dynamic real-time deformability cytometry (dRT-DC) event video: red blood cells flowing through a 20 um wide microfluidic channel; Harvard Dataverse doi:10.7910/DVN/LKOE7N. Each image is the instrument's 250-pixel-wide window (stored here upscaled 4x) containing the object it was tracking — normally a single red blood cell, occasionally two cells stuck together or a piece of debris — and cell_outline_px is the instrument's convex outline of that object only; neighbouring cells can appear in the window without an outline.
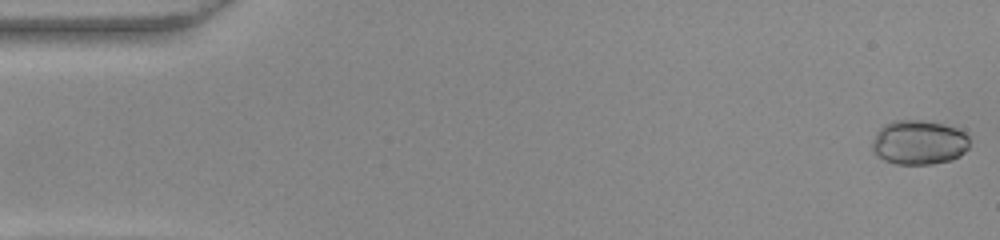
{"species": "common noctule bat (a hibernating species)", "species_latin": "Nyctalus noctula", "temperature_condition": "warm", "stored_images_in_passage": 53, "camera_frame_rate_fps": 3000, "um_per_image_px": 0.085, "animal": {"sex": "female", "body_mass_g": 22.0, "forearm_length_mm": 56.7}, "frame": {"image": 1, "passage_image": 1, "time_ms": 0.0, "image_size_px": [1000, 240], "cell_outline_px": [[968, 148], [960, 156], [952, 160], [932, 164], [896, 164], [884, 160], [876, 156], [872, 148], [872, 140], [876, 132], [884, 124], [892, 120], [924, 120], [944, 124], [956, 128], [964, 132], [968, 136]], "centroid_in_image_um": [78.09, 12.1], "position_along_channel_um": 6.9, "area_um2": 25.49}}
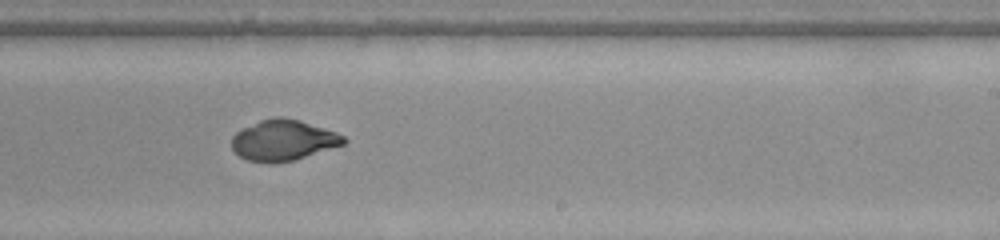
{"frame": {"image": 2, "passage_image": 32, "time_ms": 10.333, "image_size_px": [1000, 240], "cell_outline_px": [[348, 140], [344, 144], [292, 160], [272, 164], [268, 164], [248, 160], [240, 156], [232, 148], [232, 136], [236, 132], [260, 120], [272, 116], [280, 116], [300, 120], [336, 132], [344, 136]], "centroid_in_image_um": [24.06, 11.91], "position_along_channel_um": 264.9, "area_um2": 26.47}}
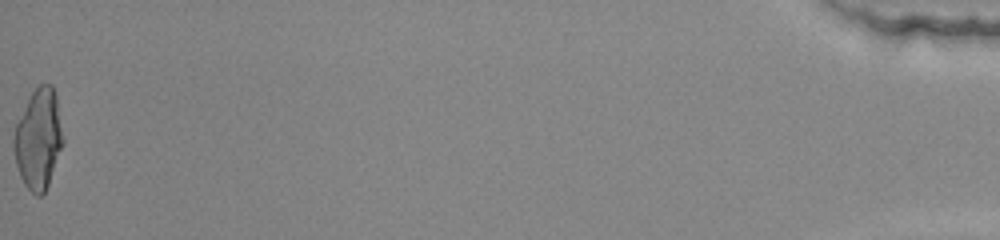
{"frame": {"image": 3, "passage_image": 53, "time_ms": 17.333, "image_size_px": [1000, 240], "cell_outline_px": [[64, 144], [48, 184], [44, 192], [40, 196], [36, 196], [24, 184], [20, 176], [16, 164], [12, 144], [12, 140], [16, 124], [32, 92], [40, 84], [52, 84], [56, 96], [64, 140]], "centroid_in_image_um": [3.27, 11.83], "position_along_channel_um": 431.9, "area_um2": 28.61}}